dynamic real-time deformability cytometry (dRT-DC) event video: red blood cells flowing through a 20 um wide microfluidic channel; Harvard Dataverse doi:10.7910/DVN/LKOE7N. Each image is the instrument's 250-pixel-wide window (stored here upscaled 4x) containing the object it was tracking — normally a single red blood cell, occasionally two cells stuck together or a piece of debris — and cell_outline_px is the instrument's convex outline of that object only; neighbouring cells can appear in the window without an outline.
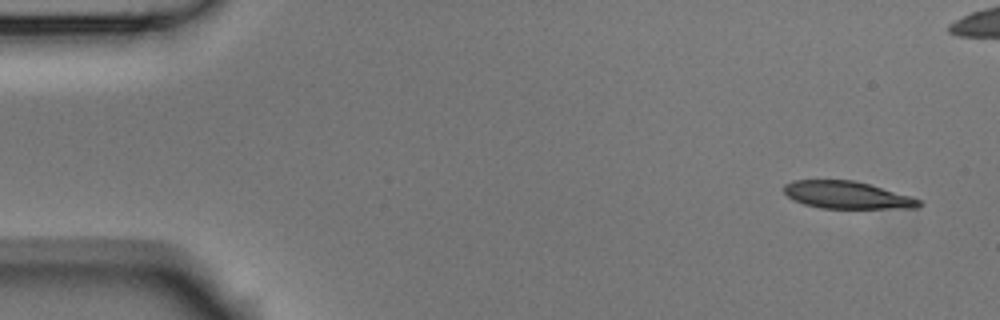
{"species": "Egyptian fruit bat (a non-hibernating species)", "species_latin": "Rousettus aegyptiacus", "temperature_condition": "room temperature", "stored_images_in_passage": 6, "camera_frame_rate_fps": 3000, "um_per_image_px": 0.085, "animal": {"sex": "male"}, "frame": {"image": 1, "passage_image": 1, "time_ms": 0.0, "image_size_px": [1000, 320], "cell_outline_px": [[924, 204], [920, 208], [820, 208], [804, 204], [792, 200], [784, 192], [784, 184], [792, 180], [852, 180], [868, 184], [912, 196], [920, 200]], "centroid_in_image_um": [72.01, 16.58], "position_along_channel_um": 13.0, "area_um2": 21.62}}
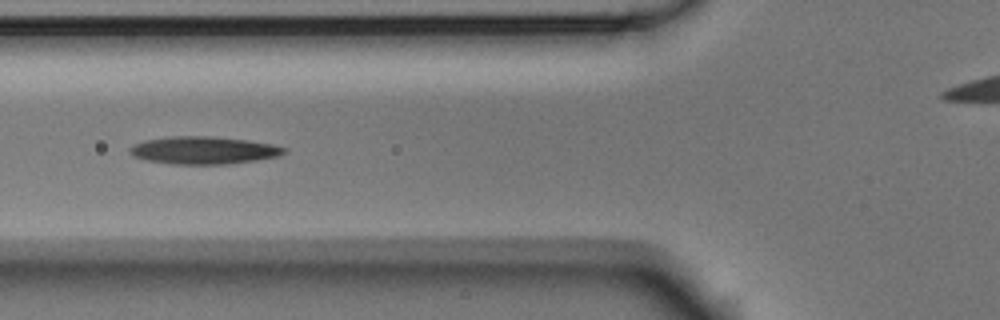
{"frame": {"image": 2, "passage_image": 6, "time_ms": 1.667, "image_size_px": [1000, 320], "cell_outline_px": [[288, 152], [280, 156], [256, 160], [228, 164], [172, 164], [148, 160], [132, 156], [128, 152], [128, 148], [132, 144], [144, 140], [172, 136], [212, 136], [248, 140], [272, 144], [288, 148]], "centroid_in_image_um": [17.32, 12.77], "position_along_channel_um": 108.5, "area_um2": 25.09}}